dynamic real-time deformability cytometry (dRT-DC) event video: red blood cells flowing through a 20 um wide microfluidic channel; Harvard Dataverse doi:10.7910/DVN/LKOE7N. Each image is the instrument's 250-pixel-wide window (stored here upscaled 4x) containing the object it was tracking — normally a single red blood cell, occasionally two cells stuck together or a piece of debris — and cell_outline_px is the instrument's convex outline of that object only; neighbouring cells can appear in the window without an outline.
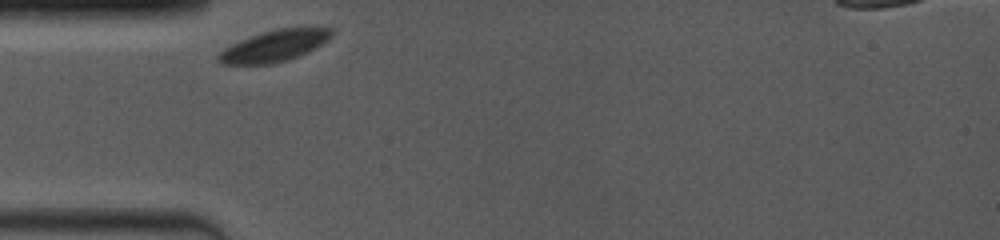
{"species": "common noctule bat (a hibernating species)", "species_latin": "Nyctalus noctula", "temperature_condition": "room temperature", "stored_images_in_passage": 12, "camera_frame_rate_fps": 4000, "um_per_image_px": 0.085, "animal": {"sex": "female", "body_mass_g": 19.0, "forearm_length_mm": 53.3}, "frame": {"image": 1, "passage_image": 1, "time_ms": 0.0, "image_size_px": [1000, 240], "cell_outline_px": [[332, 36], [328, 40], [308, 52], [288, 60], [272, 64], [220, 64], [216, 60], [216, 52], [248, 36], [260, 32], [276, 28], [332, 28]], "centroid_in_image_um": [23.25, 3.91], "position_along_channel_um": 61.8, "area_um2": 20.92}}
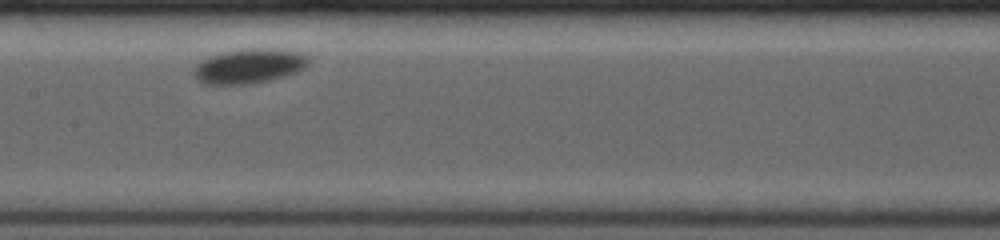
{"frame": {"image": 2, "passage_image": 6, "time_ms": 3.75, "image_size_px": [1000, 240], "cell_outline_px": [[308, 60], [304, 68], [296, 72], [284, 76], [268, 80], [244, 84], [204, 84], [196, 80], [192, 72], [196, 64], [208, 56], [224, 52], [244, 48], [276, 48], [300, 52]], "centroid_in_image_um": [21.11, 5.6], "position_along_channel_um": 186.3, "area_um2": 23.12}}
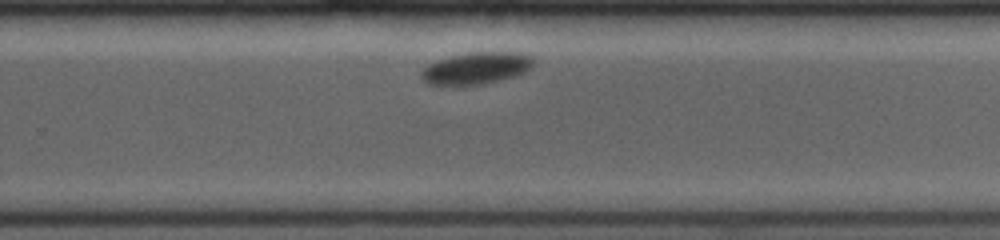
{"frame": {"image": 3, "passage_image": 12, "time_ms": 6.75, "image_size_px": [1000, 240], "cell_outline_px": [[532, 64], [524, 72], [516, 76], [484, 84], [428, 84], [420, 76], [420, 72], [428, 64], [436, 60], [448, 56], [468, 52], [516, 52], [528, 56], [532, 60]], "centroid_in_image_um": [40.43, 5.78], "position_along_channel_um": 289.4, "area_um2": 20.58}}